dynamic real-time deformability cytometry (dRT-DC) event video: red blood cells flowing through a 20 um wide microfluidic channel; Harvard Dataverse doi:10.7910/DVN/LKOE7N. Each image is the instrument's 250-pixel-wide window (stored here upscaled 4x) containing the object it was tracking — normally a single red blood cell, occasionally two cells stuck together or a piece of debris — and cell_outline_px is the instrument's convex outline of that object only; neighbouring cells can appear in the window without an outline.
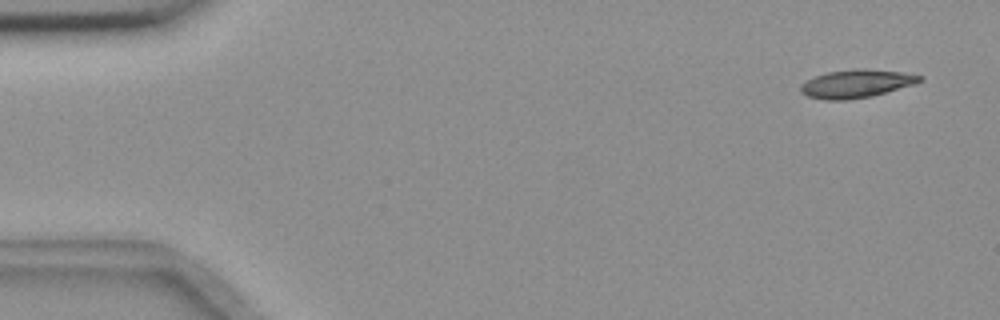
{"species": "common noctule bat (a hibernating species)", "species_latin": "Nyctalus noctula", "temperature_condition": "room temperature", "stored_images_in_passage": 4, "camera_frame_rate_fps": 3000, "um_per_image_px": 0.085, "animal": {"sex": "female", "body_mass_g": 18.4}, "frame": {"image": 1, "passage_image": 1, "time_ms": 0.0, "image_size_px": [1000, 320], "cell_outline_px": [[924, 80], [916, 84], [872, 96], [848, 100], [824, 100], [808, 96], [800, 92], [800, 84], [816, 76], [828, 72], [856, 68], [864, 68], [900, 72], [924, 76]], "centroid_in_image_um": [72.82, 7.11], "position_along_channel_um": 12.2, "area_um2": 19.65}}
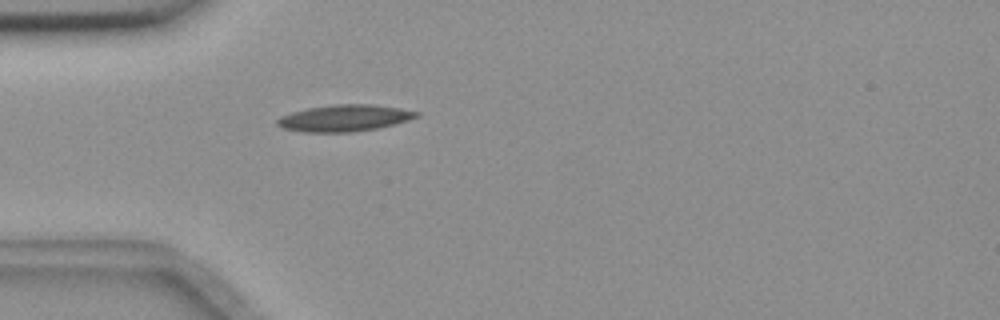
{"frame": {"image": 2, "passage_image": 4, "time_ms": 1.0, "image_size_px": [1000, 320], "cell_outline_px": [[420, 116], [408, 120], [376, 128], [352, 132], [304, 132], [284, 128], [276, 124], [276, 120], [280, 116], [292, 112], [308, 108], [332, 104], [368, 104], [400, 108], [420, 112]], "centroid_in_image_um": [29.26, 10.03], "position_along_channel_um": 55.7, "area_um2": 21.44}}